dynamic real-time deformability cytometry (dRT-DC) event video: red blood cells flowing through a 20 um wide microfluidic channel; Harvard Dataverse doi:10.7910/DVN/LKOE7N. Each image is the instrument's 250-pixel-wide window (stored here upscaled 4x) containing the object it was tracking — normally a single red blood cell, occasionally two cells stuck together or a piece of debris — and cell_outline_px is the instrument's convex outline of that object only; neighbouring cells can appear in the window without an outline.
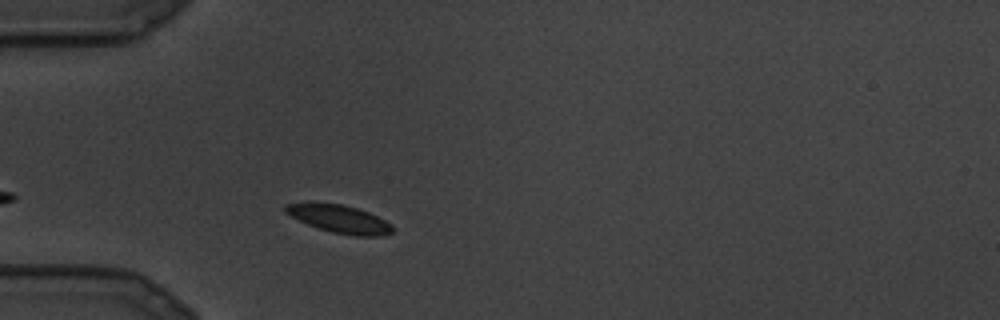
{"species": "common noctule bat (a hibernating species)", "species_latin": "Nyctalus noctula", "temperature_condition": "cold", "stored_images_in_passage": 7, "camera_frame_rate_fps": 3000, "um_per_image_px": 0.085, "animal": {"sex": "male", "body_mass_g": 19.5, "forearm_length_mm": 54.6}, "frame": {"image": 1, "passage_image": 3, "time_ms": 0.667, "image_size_px": [1000, 320], "cell_outline_px": [[392, 232], [384, 236], [356, 236], [332, 232], [308, 224], [284, 212], [284, 204], [316, 200], [340, 204], [356, 208], [368, 212], [392, 224]], "centroid_in_image_um": [28.8, 18.57], "position_along_channel_um": 56.2, "area_um2": 17.63}}
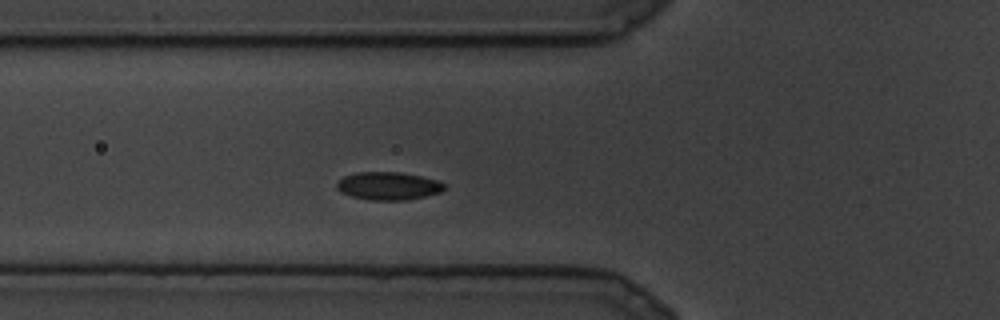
{"frame": {"image": 2, "passage_image": 5, "time_ms": 1.333, "image_size_px": [1000, 320], "cell_outline_px": [[448, 188], [440, 192], [424, 196], [404, 200], [368, 200], [352, 196], [340, 192], [336, 188], [336, 184], [344, 176], [356, 172], [400, 172], [420, 176], [436, 180], [448, 184]], "centroid_in_image_um": [33.02, 15.8], "position_along_channel_um": 92.8, "area_um2": 17.57}}
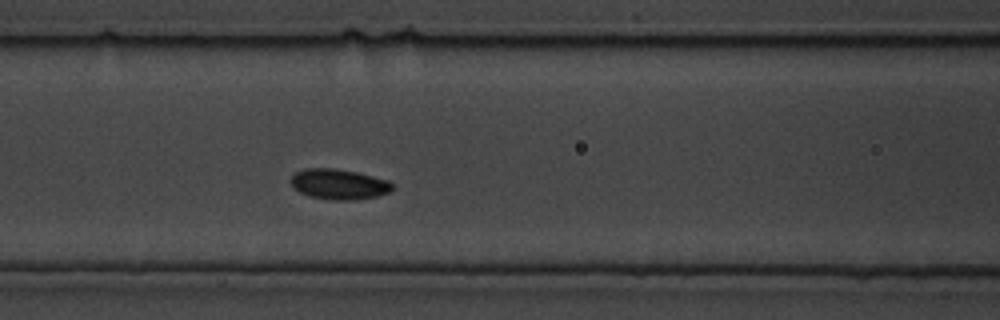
{"frame": {"image": 3, "passage_image": 7, "time_ms": 2.0, "image_size_px": [1000, 320], "cell_outline_px": [[392, 188], [388, 192], [376, 196], [352, 200], [336, 200], [312, 196], [300, 192], [292, 184], [292, 176], [296, 172], [304, 168], [336, 168], [356, 172], [388, 180], [392, 184]], "centroid_in_image_um": [28.81, 15.64], "position_along_channel_um": 137.8, "area_um2": 17.57}}